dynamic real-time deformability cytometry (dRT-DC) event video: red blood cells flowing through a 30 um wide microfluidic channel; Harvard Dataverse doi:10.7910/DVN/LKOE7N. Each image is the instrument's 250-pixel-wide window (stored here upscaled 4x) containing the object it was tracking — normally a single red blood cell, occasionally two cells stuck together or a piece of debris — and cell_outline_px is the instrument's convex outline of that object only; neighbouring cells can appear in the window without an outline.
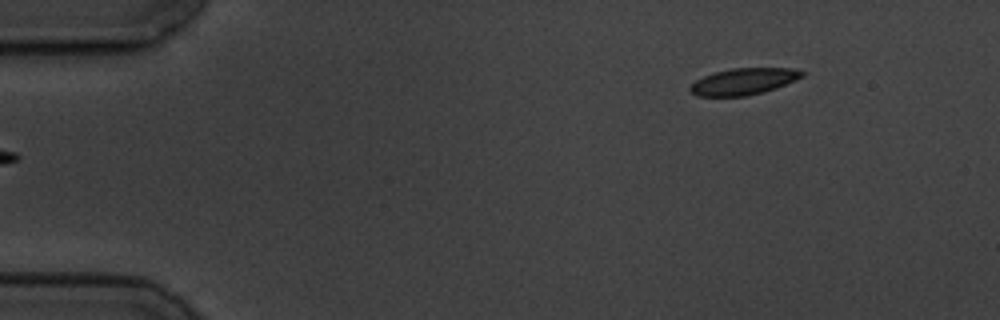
{"species": "common noctule bat (a hibernating species)", "species_latin": "Nyctalus noctula", "temperature_condition": "cold", "stored_images_in_passage": 6, "segment_of_instrument_passage": [2, 2], "camera_frame_rate_fps": 3000, "um_per_image_px": 0.085, "animal": {"sex": "male", "body_mass_g": 19.5, "forearm_length_mm": 54.6}, "frame": {"image": 1, "passage_image": 6, "time_ms": 5.667, "image_size_px": [1000, 320], "cell_outline_px": [[804, 76], [796, 80], [776, 88], [748, 96], [696, 96], [688, 92], [688, 88], [696, 80], [704, 76], [716, 72], [732, 68], [792, 68], [804, 72]], "centroid_in_image_um": [63.19, 6.93], "position_along_channel_um": 21.8, "area_um2": 17.34}}